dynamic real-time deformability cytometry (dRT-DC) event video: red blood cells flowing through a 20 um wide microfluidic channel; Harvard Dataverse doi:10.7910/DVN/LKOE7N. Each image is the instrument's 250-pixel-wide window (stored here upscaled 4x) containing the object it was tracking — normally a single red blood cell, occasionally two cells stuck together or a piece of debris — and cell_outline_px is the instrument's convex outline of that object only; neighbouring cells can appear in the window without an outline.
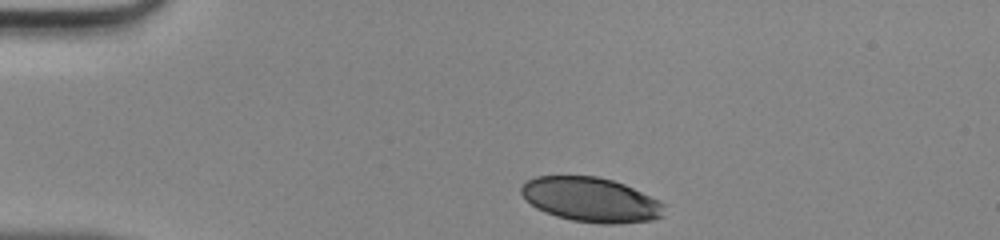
{"species": "human", "species_latin": "Homo sapiens", "temperature_condition": "room temperature", "stored_images_in_passage": 32, "camera_frame_rate_fps": 3000, "um_per_image_px": 0.085, "donor": {"sex": "male"}, "frame": {"image": 1, "passage_image": 1, "time_ms": 0.0, "image_size_px": [1000, 240], "cell_outline_px": [[664, 216], [652, 220], [616, 224], [600, 224], [572, 220], [556, 216], [544, 212], [536, 208], [524, 200], [520, 192], [520, 188], [528, 180], [536, 176], [596, 176], [612, 180], [624, 184], [660, 200], [664, 204]], "centroid_in_image_um": [50.22, 16.98], "position_along_channel_um": 34.8, "area_um2": 37.34}}
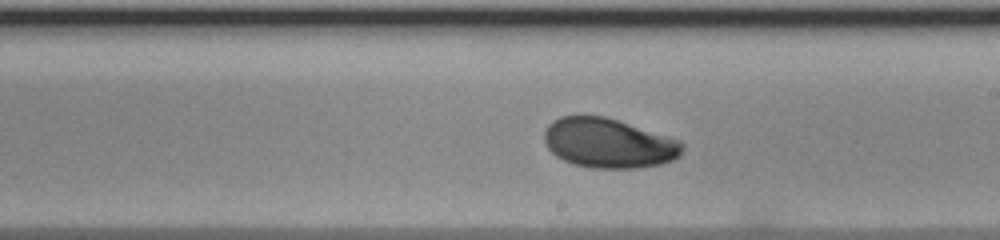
{"frame": {"image": 2, "passage_image": 19, "time_ms": 6.0, "image_size_px": [1000, 240], "cell_outline_px": [[684, 148], [680, 156], [672, 160], [660, 164], [640, 168], [592, 168], [576, 164], [564, 160], [556, 156], [548, 148], [544, 140], [544, 132], [548, 124], [552, 120], [560, 116], [604, 116], [680, 140], [684, 144]], "centroid_in_image_um": [51.73, 12.17], "position_along_channel_um": 237.3, "area_um2": 39.82}}
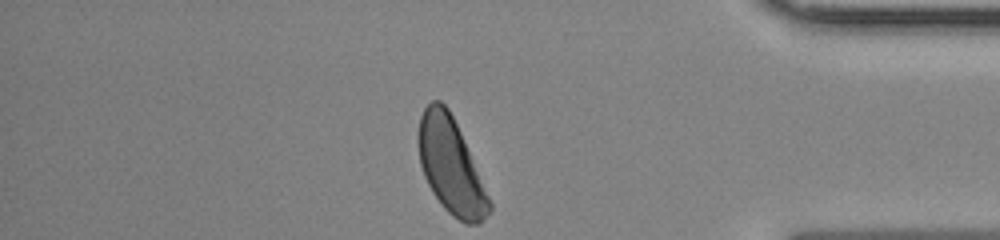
{"frame": {"image": 3, "passage_image": 32, "time_ms": 10.333, "image_size_px": [1000, 240], "cell_outline_px": [[492, 208], [476, 224], [464, 224], [452, 216], [444, 208], [432, 192], [424, 176], [420, 164], [416, 140], [416, 136], [420, 116], [424, 108], [432, 100], [440, 100], [448, 108], [460, 132], [492, 204]], "centroid_in_image_um": [38.26, 14.08], "position_along_channel_um": 396.9, "area_um2": 39.07}}